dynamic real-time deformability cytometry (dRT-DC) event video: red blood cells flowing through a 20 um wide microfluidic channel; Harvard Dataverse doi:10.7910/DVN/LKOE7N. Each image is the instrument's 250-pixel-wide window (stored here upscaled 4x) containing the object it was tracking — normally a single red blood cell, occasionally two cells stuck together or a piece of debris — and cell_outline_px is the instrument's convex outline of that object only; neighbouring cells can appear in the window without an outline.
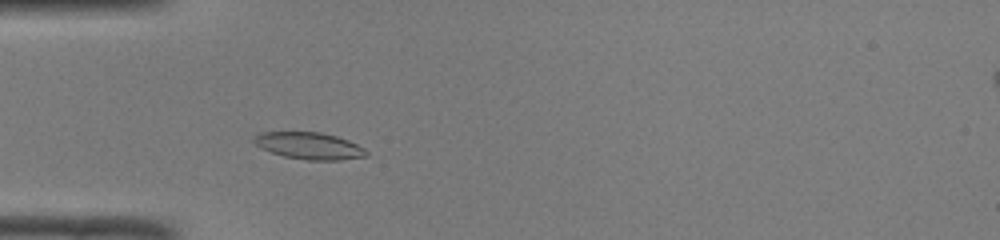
{"species": "common noctule bat (a hibernating species)", "species_latin": "Nyctalus noctula", "temperature_condition": "room temperature", "stored_images_in_passage": 43, "camera_frame_rate_fps": 3000, "um_per_image_px": 0.085, "animal": {"sex": "male", "body_mass_g": 19.0, "forearm_length_mm": 50.8}, "frame": {"image": 1, "passage_image": 8, "time_ms": 2.333, "image_size_px": [1000, 240], "cell_outline_px": [[368, 156], [340, 160], [308, 160], [284, 156], [260, 148], [252, 140], [252, 136], [260, 132], [320, 132], [336, 136], [348, 140], [364, 148], [368, 152]], "centroid_in_image_um": [26.27, 12.39], "position_along_channel_um": 58.7, "area_um2": 17.63}}
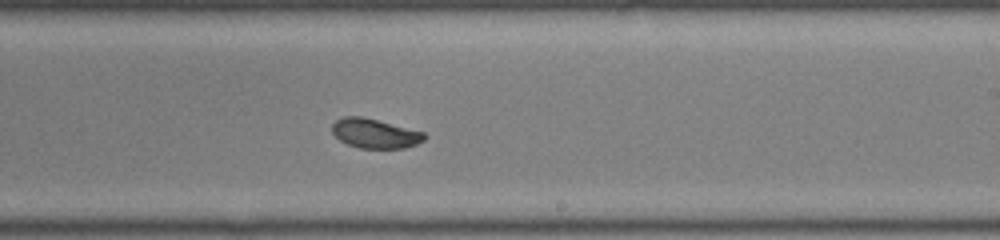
{"frame": {"image": 2, "passage_image": 23, "time_ms": 7.333, "image_size_px": [1000, 240], "cell_outline_px": [[428, 136], [424, 140], [416, 144], [404, 148], [360, 148], [348, 144], [340, 140], [332, 132], [332, 124], [336, 120], [344, 116], [364, 116], [424, 132]], "centroid_in_image_um": [31.88, 11.33], "position_along_channel_um": 257.1, "area_um2": 15.9}}
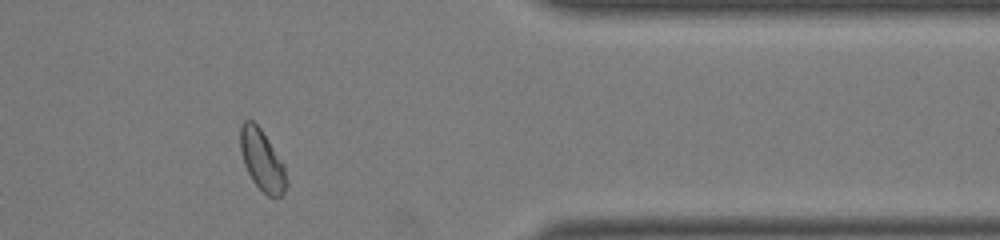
{"frame": {"image": 3, "passage_image": 34, "time_ms": 11.0, "image_size_px": [1000, 240], "cell_outline_px": [[288, 184], [284, 192], [280, 196], [268, 196], [252, 180], [244, 164], [240, 148], [240, 124], [244, 120], [252, 120], [260, 128], [284, 164], [288, 180]], "centroid_in_image_um": [22.28, 13.61], "position_along_channel_um": 389.1, "area_um2": 16.3}, "authors_computed_cell_mechanics": {"area_um2": 16.7042, "velocity_mm_per_s": 4.0562, "shape_relaxation_time_tau1_ms": 2.0594, "shape_relaxation_time_tau2_ms": 1.1618, "deformation_change_tau1": 0.1074, "deformation_change_tau2": 0.0486}}